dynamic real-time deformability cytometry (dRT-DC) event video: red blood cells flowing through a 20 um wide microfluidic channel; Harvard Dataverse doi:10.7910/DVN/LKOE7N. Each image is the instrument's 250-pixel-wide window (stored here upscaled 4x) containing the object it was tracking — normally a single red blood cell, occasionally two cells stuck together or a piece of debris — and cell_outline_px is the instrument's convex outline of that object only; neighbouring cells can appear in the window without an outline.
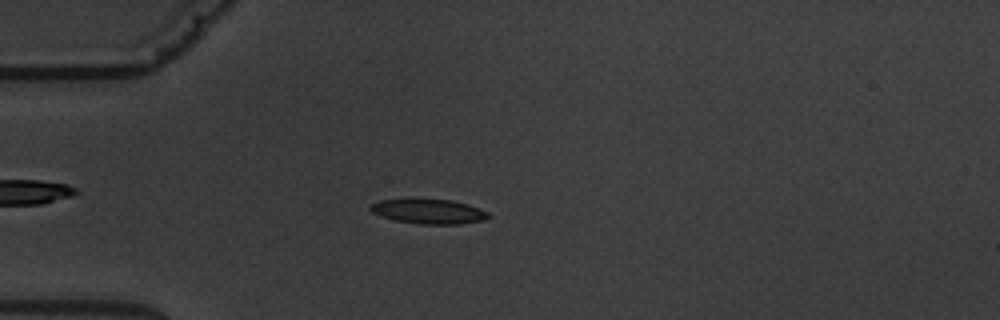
{"species": "common noctule bat (a hibernating species)", "species_latin": "Nyctalus noctula", "temperature_condition": "warm", "stored_images_in_passage": 4, "camera_frame_rate_fps": 3000, "um_per_image_px": 0.085, "animal": {"sex": "male", "body_mass_g": 19.5, "forearm_length_mm": 54.6}, "frame": {"image": 1, "passage_image": 4, "time_ms": 4.333, "image_size_px": [1000, 320], "cell_outline_px": [[492, 216], [484, 220], [460, 224], [420, 224], [396, 220], [380, 216], [372, 212], [368, 208], [372, 204], [380, 200], [408, 196], [412, 196], [452, 200], [468, 204], [488, 212]], "centroid_in_image_um": [36.4, 17.92], "position_along_channel_um": 48.6, "area_um2": 17.8}}